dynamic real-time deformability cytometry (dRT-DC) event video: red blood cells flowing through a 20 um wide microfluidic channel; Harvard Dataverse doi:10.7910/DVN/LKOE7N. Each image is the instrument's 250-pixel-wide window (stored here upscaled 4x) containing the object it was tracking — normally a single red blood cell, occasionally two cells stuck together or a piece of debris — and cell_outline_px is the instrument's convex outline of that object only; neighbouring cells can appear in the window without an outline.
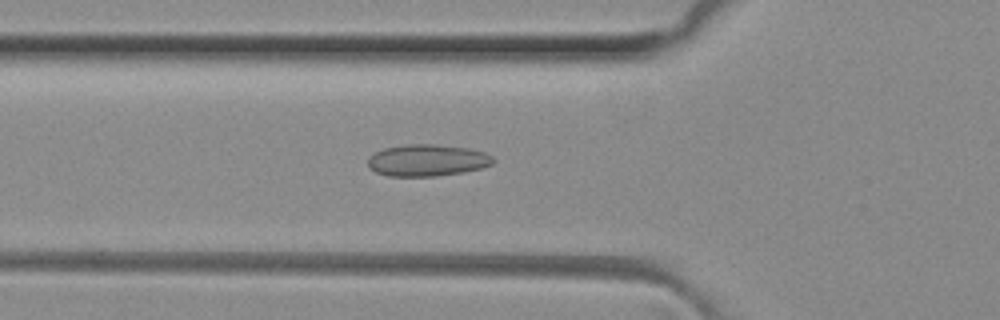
{"species": "common noctule bat (a hibernating species)", "species_latin": "Nyctalus noctula", "temperature_condition": "room temperature", "stored_images_in_passage": 46, "camera_frame_rate_fps": 3000, "um_per_image_px": 0.085, "animal": {"sex": "female", "body_mass_g": 29.2, "forearm_length_mm": 56.3}, "frame": {"image": 1, "passage_image": 14, "time_ms": 4.333, "image_size_px": [1000, 320], "cell_outline_px": [[496, 160], [492, 164], [484, 168], [464, 172], [436, 176], [388, 176], [376, 172], [368, 168], [368, 156], [384, 148], [408, 144], [436, 144], [468, 148], [484, 152], [492, 156]], "centroid_in_image_um": [36.33, 13.63], "position_along_channel_um": 89.5, "area_um2": 23.41}}
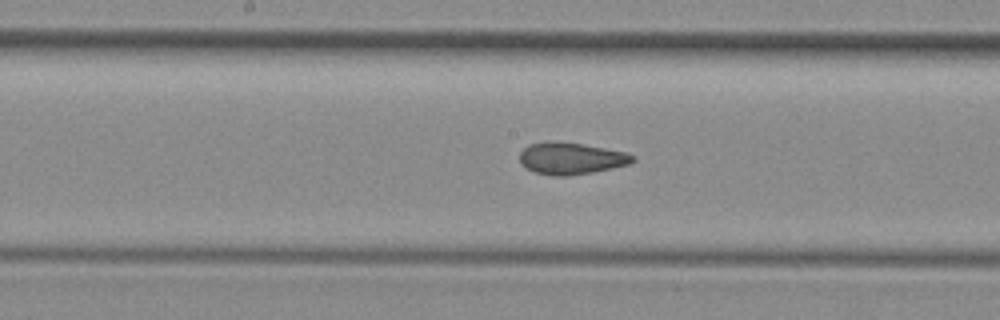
{"frame": {"image": 2, "passage_image": 22, "time_ms": 7.0, "image_size_px": [1000, 320], "cell_outline_px": [[636, 160], [628, 164], [612, 168], [592, 172], [568, 176], [552, 176], [536, 172], [524, 168], [520, 164], [520, 152], [528, 144], [548, 140], [580, 144], [604, 148], [624, 152], [636, 156]], "centroid_in_image_um": [48.49, 13.46], "position_along_channel_um": 199.7, "area_um2": 21.04}}
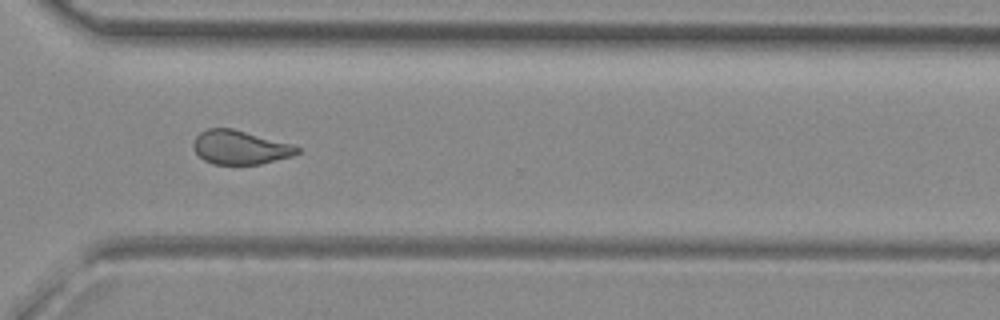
{"frame": {"image": 3, "passage_image": 33, "time_ms": 10.667, "image_size_px": [1000, 320], "cell_outline_px": [[300, 152], [292, 156], [260, 164], [212, 164], [204, 160], [192, 148], [192, 144], [196, 136], [200, 132], [208, 128], [232, 128], [292, 144], [300, 148]], "centroid_in_image_um": [20.39, 12.52], "position_along_channel_um": 350.2, "area_um2": 20.46}, "authors_computed_cell_mechanics": {"area_um2": 21.1548, "velocity_mm_per_s": 4.1151, "shape_relaxation_time_tau1_ms": null, "shape_relaxation_time_tau2_ms": 1.4575, "deformation_change_tau1": null, "deformation_change_tau2": 0.0769}}